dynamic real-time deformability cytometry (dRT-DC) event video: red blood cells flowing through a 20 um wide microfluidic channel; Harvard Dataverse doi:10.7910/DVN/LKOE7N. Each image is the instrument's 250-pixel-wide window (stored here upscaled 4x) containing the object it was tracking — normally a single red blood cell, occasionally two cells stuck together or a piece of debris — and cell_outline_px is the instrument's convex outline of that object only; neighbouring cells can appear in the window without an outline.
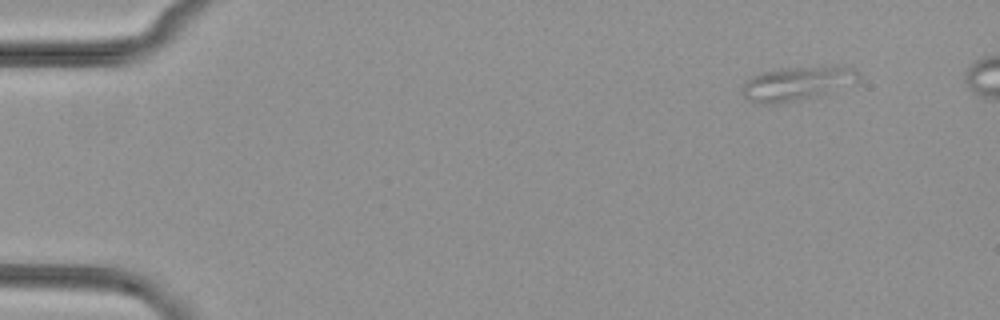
{"species": "common noctule bat (a hibernating species)", "species_latin": "Nyctalus noctula", "temperature_condition": "cold", "stored_images_in_passage": 47, "segment_of_instrument_passage": [1, 2], "camera_frame_rate_fps": 3000, "um_per_image_px": 0.085, "animal": {"sex": "female", "body_mass_g": 29.2, "forearm_length_mm": 56.3}, "frame": {"image": 1, "passage_image": 1, "time_ms": 0.0, "image_size_px": [1000, 320], "cell_outline_px": [[860, 84], [796, 100], [776, 104], [756, 104], [748, 100], [744, 96], [744, 80], [752, 76], [764, 72], [784, 68], [852, 68], [860, 72]], "centroid_in_image_um": [67.77, 7.13], "position_along_channel_um": 17.2, "area_um2": 22.54}}
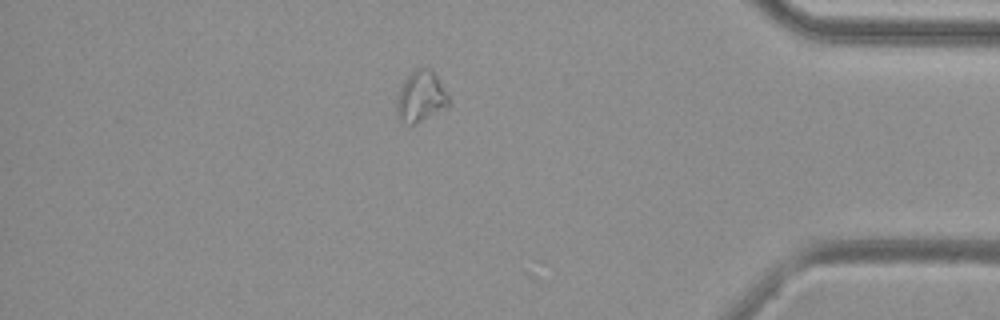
{"frame": {"image": 2, "passage_image": 42, "time_ms": 13.667, "image_size_px": [1000, 320], "cell_outline_px": [[448, 104], [420, 120], [412, 124], [408, 124], [396, 116], [396, 100], [400, 88], [404, 80], [416, 68], [428, 68], [436, 76], [448, 96]], "centroid_in_image_um": [35.7, 8.18], "position_along_channel_um": 399.5, "area_um2": 14.62}}